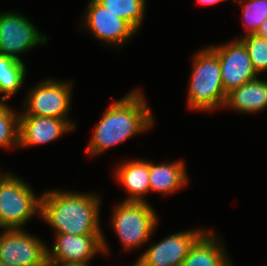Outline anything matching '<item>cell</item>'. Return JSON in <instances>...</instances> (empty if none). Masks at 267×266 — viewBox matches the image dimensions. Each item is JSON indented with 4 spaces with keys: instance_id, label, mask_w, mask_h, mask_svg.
<instances>
[{
    "instance_id": "1",
    "label": "cell",
    "mask_w": 267,
    "mask_h": 266,
    "mask_svg": "<svg viewBox=\"0 0 267 266\" xmlns=\"http://www.w3.org/2000/svg\"><path fill=\"white\" fill-rule=\"evenodd\" d=\"M140 89L131 90L120 100L111 102L105 110L86 151L98 156L137 134L145 133L154 126V115Z\"/></svg>"
},
{
    "instance_id": "10",
    "label": "cell",
    "mask_w": 267,
    "mask_h": 266,
    "mask_svg": "<svg viewBox=\"0 0 267 266\" xmlns=\"http://www.w3.org/2000/svg\"><path fill=\"white\" fill-rule=\"evenodd\" d=\"M219 59L221 79L227 95L242 84L258 77L244 43L238 38L223 45L209 46Z\"/></svg>"
},
{
    "instance_id": "22",
    "label": "cell",
    "mask_w": 267,
    "mask_h": 266,
    "mask_svg": "<svg viewBox=\"0 0 267 266\" xmlns=\"http://www.w3.org/2000/svg\"><path fill=\"white\" fill-rule=\"evenodd\" d=\"M247 48L256 73L267 72V40L256 35H243L239 38Z\"/></svg>"
},
{
    "instance_id": "23",
    "label": "cell",
    "mask_w": 267,
    "mask_h": 266,
    "mask_svg": "<svg viewBox=\"0 0 267 266\" xmlns=\"http://www.w3.org/2000/svg\"><path fill=\"white\" fill-rule=\"evenodd\" d=\"M255 34L267 40V18L263 21Z\"/></svg>"
},
{
    "instance_id": "7",
    "label": "cell",
    "mask_w": 267,
    "mask_h": 266,
    "mask_svg": "<svg viewBox=\"0 0 267 266\" xmlns=\"http://www.w3.org/2000/svg\"><path fill=\"white\" fill-rule=\"evenodd\" d=\"M47 41V35H43L30 19L20 12H0V55L24 62L20 54Z\"/></svg>"
},
{
    "instance_id": "24",
    "label": "cell",
    "mask_w": 267,
    "mask_h": 266,
    "mask_svg": "<svg viewBox=\"0 0 267 266\" xmlns=\"http://www.w3.org/2000/svg\"><path fill=\"white\" fill-rule=\"evenodd\" d=\"M222 1H226V0H197L198 4H200L201 6L214 5V4L220 3Z\"/></svg>"
},
{
    "instance_id": "15",
    "label": "cell",
    "mask_w": 267,
    "mask_h": 266,
    "mask_svg": "<svg viewBox=\"0 0 267 266\" xmlns=\"http://www.w3.org/2000/svg\"><path fill=\"white\" fill-rule=\"evenodd\" d=\"M114 171L116 181L128 191L124 202H148L144 197L150 193L149 161L128 159L119 163Z\"/></svg>"
},
{
    "instance_id": "21",
    "label": "cell",
    "mask_w": 267,
    "mask_h": 266,
    "mask_svg": "<svg viewBox=\"0 0 267 266\" xmlns=\"http://www.w3.org/2000/svg\"><path fill=\"white\" fill-rule=\"evenodd\" d=\"M242 7L244 35L255 34L267 18V0H234Z\"/></svg>"
},
{
    "instance_id": "25",
    "label": "cell",
    "mask_w": 267,
    "mask_h": 266,
    "mask_svg": "<svg viewBox=\"0 0 267 266\" xmlns=\"http://www.w3.org/2000/svg\"><path fill=\"white\" fill-rule=\"evenodd\" d=\"M52 266H90V265L89 262H74V263L55 264Z\"/></svg>"
},
{
    "instance_id": "28",
    "label": "cell",
    "mask_w": 267,
    "mask_h": 266,
    "mask_svg": "<svg viewBox=\"0 0 267 266\" xmlns=\"http://www.w3.org/2000/svg\"><path fill=\"white\" fill-rule=\"evenodd\" d=\"M4 173H5V172H2V173H1V168H0V178L3 176Z\"/></svg>"
},
{
    "instance_id": "19",
    "label": "cell",
    "mask_w": 267,
    "mask_h": 266,
    "mask_svg": "<svg viewBox=\"0 0 267 266\" xmlns=\"http://www.w3.org/2000/svg\"><path fill=\"white\" fill-rule=\"evenodd\" d=\"M109 12L127 21L137 32L143 22L147 0H97Z\"/></svg>"
},
{
    "instance_id": "5",
    "label": "cell",
    "mask_w": 267,
    "mask_h": 266,
    "mask_svg": "<svg viewBox=\"0 0 267 266\" xmlns=\"http://www.w3.org/2000/svg\"><path fill=\"white\" fill-rule=\"evenodd\" d=\"M158 222L156 211L149 202L122 201L115 204L111 228H114L123 248L130 251L150 241Z\"/></svg>"
},
{
    "instance_id": "14",
    "label": "cell",
    "mask_w": 267,
    "mask_h": 266,
    "mask_svg": "<svg viewBox=\"0 0 267 266\" xmlns=\"http://www.w3.org/2000/svg\"><path fill=\"white\" fill-rule=\"evenodd\" d=\"M222 238L213 230L205 231L191 246L182 266H233Z\"/></svg>"
},
{
    "instance_id": "2",
    "label": "cell",
    "mask_w": 267,
    "mask_h": 266,
    "mask_svg": "<svg viewBox=\"0 0 267 266\" xmlns=\"http://www.w3.org/2000/svg\"><path fill=\"white\" fill-rule=\"evenodd\" d=\"M100 198L92 193L47 190L41 195L40 214L55 234H103Z\"/></svg>"
},
{
    "instance_id": "27",
    "label": "cell",
    "mask_w": 267,
    "mask_h": 266,
    "mask_svg": "<svg viewBox=\"0 0 267 266\" xmlns=\"http://www.w3.org/2000/svg\"><path fill=\"white\" fill-rule=\"evenodd\" d=\"M132 266H143V265L138 260H136V262Z\"/></svg>"
},
{
    "instance_id": "17",
    "label": "cell",
    "mask_w": 267,
    "mask_h": 266,
    "mask_svg": "<svg viewBox=\"0 0 267 266\" xmlns=\"http://www.w3.org/2000/svg\"><path fill=\"white\" fill-rule=\"evenodd\" d=\"M184 163L183 160L160 164L149 162L150 192H158L167 196L187 186L189 180Z\"/></svg>"
},
{
    "instance_id": "26",
    "label": "cell",
    "mask_w": 267,
    "mask_h": 266,
    "mask_svg": "<svg viewBox=\"0 0 267 266\" xmlns=\"http://www.w3.org/2000/svg\"><path fill=\"white\" fill-rule=\"evenodd\" d=\"M0 266H15V265H11V264L0 261Z\"/></svg>"
},
{
    "instance_id": "11",
    "label": "cell",
    "mask_w": 267,
    "mask_h": 266,
    "mask_svg": "<svg viewBox=\"0 0 267 266\" xmlns=\"http://www.w3.org/2000/svg\"><path fill=\"white\" fill-rule=\"evenodd\" d=\"M84 16L83 27L109 46L120 48L137 33L127 21L109 12L97 0L89 1Z\"/></svg>"
},
{
    "instance_id": "3",
    "label": "cell",
    "mask_w": 267,
    "mask_h": 266,
    "mask_svg": "<svg viewBox=\"0 0 267 266\" xmlns=\"http://www.w3.org/2000/svg\"><path fill=\"white\" fill-rule=\"evenodd\" d=\"M194 55L187 105L195 111L208 112L224 107L227 95L223 88L217 54L207 46Z\"/></svg>"
},
{
    "instance_id": "20",
    "label": "cell",
    "mask_w": 267,
    "mask_h": 266,
    "mask_svg": "<svg viewBox=\"0 0 267 266\" xmlns=\"http://www.w3.org/2000/svg\"><path fill=\"white\" fill-rule=\"evenodd\" d=\"M8 105L0 102V147L18 149L20 113H16Z\"/></svg>"
},
{
    "instance_id": "8",
    "label": "cell",
    "mask_w": 267,
    "mask_h": 266,
    "mask_svg": "<svg viewBox=\"0 0 267 266\" xmlns=\"http://www.w3.org/2000/svg\"><path fill=\"white\" fill-rule=\"evenodd\" d=\"M24 229L3 230L0 234V261L15 266H48L47 245Z\"/></svg>"
},
{
    "instance_id": "12",
    "label": "cell",
    "mask_w": 267,
    "mask_h": 266,
    "mask_svg": "<svg viewBox=\"0 0 267 266\" xmlns=\"http://www.w3.org/2000/svg\"><path fill=\"white\" fill-rule=\"evenodd\" d=\"M204 232V229H190L167 236L152 244L137 260L143 266H180L191 246Z\"/></svg>"
},
{
    "instance_id": "13",
    "label": "cell",
    "mask_w": 267,
    "mask_h": 266,
    "mask_svg": "<svg viewBox=\"0 0 267 266\" xmlns=\"http://www.w3.org/2000/svg\"><path fill=\"white\" fill-rule=\"evenodd\" d=\"M73 127L64 119L20 115L18 148L39 146L53 142L64 134L73 131Z\"/></svg>"
},
{
    "instance_id": "16",
    "label": "cell",
    "mask_w": 267,
    "mask_h": 266,
    "mask_svg": "<svg viewBox=\"0 0 267 266\" xmlns=\"http://www.w3.org/2000/svg\"><path fill=\"white\" fill-rule=\"evenodd\" d=\"M251 114L267 109V81L258 77L227 94L224 108Z\"/></svg>"
},
{
    "instance_id": "18",
    "label": "cell",
    "mask_w": 267,
    "mask_h": 266,
    "mask_svg": "<svg viewBox=\"0 0 267 266\" xmlns=\"http://www.w3.org/2000/svg\"><path fill=\"white\" fill-rule=\"evenodd\" d=\"M25 62H19L5 55H0V102H6L16 94L25 82L27 73Z\"/></svg>"
},
{
    "instance_id": "4",
    "label": "cell",
    "mask_w": 267,
    "mask_h": 266,
    "mask_svg": "<svg viewBox=\"0 0 267 266\" xmlns=\"http://www.w3.org/2000/svg\"><path fill=\"white\" fill-rule=\"evenodd\" d=\"M41 196L20 177L5 172L0 178V228L24 229L34 215L40 214Z\"/></svg>"
},
{
    "instance_id": "6",
    "label": "cell",
    "mask_w": 267,
    "mask_h": 266,
    "mask_svg": "<svg viewBox=\"0 0 267 266\" xmlns=\"http://www.w3.org/2000/svg\"><path fill=\"white\" fill-rule=\"evenodd\" d=\"M73 81L46 79L28 92L20 115H35L66 120L73 128L76 123L67 115L72 104Z\"/></svg>"
},
{
    "instance_id": "9",
    "label": "cell",
    "mask_w": 267,
    "mask_h": 266,
    "mask_svg": "<svg viewBox=\"0 0 267 266\" xmlns=\"http://www.w3.org/2000/svg\"><path fill=\"white\" fill-rule=\"evenodd\" d=\"M53 248L47 246V264L89 262L97 253L109 254L107 240L103 234H55Z\"/></svg>"
}]
</instances>
